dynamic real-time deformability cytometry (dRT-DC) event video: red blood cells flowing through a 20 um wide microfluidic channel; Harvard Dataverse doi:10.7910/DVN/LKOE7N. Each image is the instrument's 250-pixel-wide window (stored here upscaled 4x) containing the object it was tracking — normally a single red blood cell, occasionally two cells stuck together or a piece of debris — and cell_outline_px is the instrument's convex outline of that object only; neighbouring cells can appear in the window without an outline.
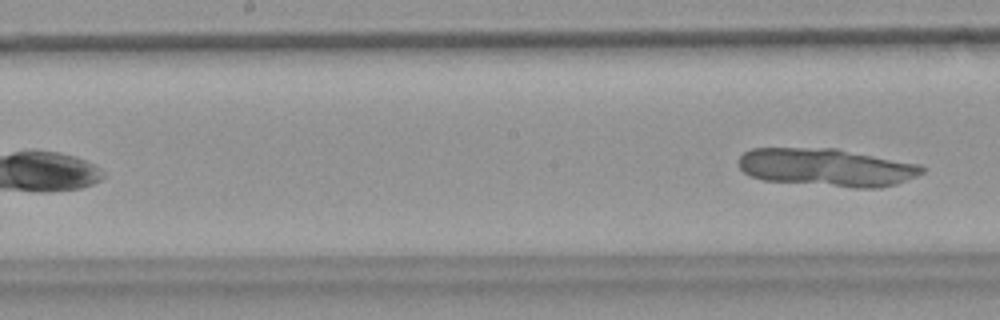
{"species": "common noctule bat (a hibernating species)", "species_latin": "Nyctalus noctula", "temperature_condition": "warm", "stored_images_in_passage": 7, "camera_frame_rate_fps": 3000, "um_per_image_px": 0.085, "animal": {"sex": "female", "body_mass_g": 18.4}, "frame": {"image": 1, "passage_image": 7, "time_ms": 2.0, "image_size_px": [1000, 320], "cell_outline_px": [[924, 172], [916, 176], [896, 184], [880, 188], [856, 188], [764, 180], [748, 176], [736, 164], [736, 160], [744, 152], [752, 148], [836, 148], [920, 164], [924, 168]], "centroid_in_image_um": [70.23, 14.22], "position_along_channel_um": 178.0, "area_um2": 40.81}}